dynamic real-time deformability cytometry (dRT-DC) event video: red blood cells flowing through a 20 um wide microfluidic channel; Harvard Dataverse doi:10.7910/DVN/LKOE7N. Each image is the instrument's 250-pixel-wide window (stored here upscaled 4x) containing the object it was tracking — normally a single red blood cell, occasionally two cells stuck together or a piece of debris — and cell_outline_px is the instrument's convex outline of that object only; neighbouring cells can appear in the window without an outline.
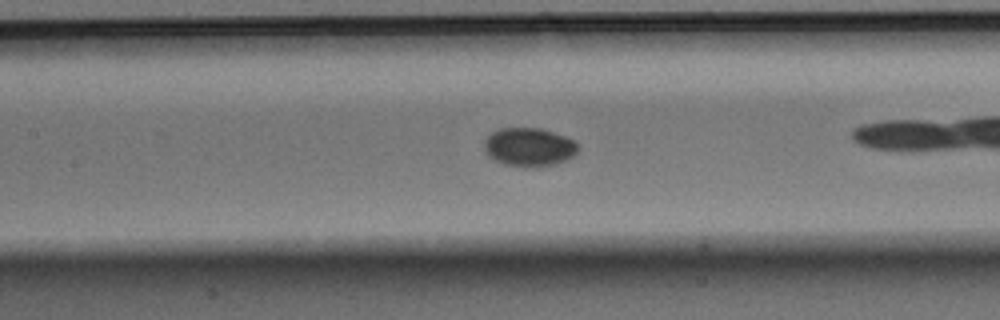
{"species": "Egyptian fruit bat (a non-hibernating species)", "species_latin": "Rousettus aegyptiacus", "temperature_condition": "warm", "stored_images_in_passage": 38, "camera_frame_rate_fps": 3000, "um_per_image_px": 0.085, "animal": {"sex": "male"}, "frame": {"image": 1, "passage_image": 22, "time_ms": 7.0, "image_size_px": [1000, 320], "cell_outline_px": [[580, 148], [572, 156], [556, 164], [536, 168], [504, 164], [488, 156], [484, 148], [484, 140], [488, 132], [496, 128], [540, 128], [564, 136], [572, 140]], "centroid_in_image_um": [44.92, 12.49], "position_along_channel_um": 162.5, "area_um2": 21.21}}